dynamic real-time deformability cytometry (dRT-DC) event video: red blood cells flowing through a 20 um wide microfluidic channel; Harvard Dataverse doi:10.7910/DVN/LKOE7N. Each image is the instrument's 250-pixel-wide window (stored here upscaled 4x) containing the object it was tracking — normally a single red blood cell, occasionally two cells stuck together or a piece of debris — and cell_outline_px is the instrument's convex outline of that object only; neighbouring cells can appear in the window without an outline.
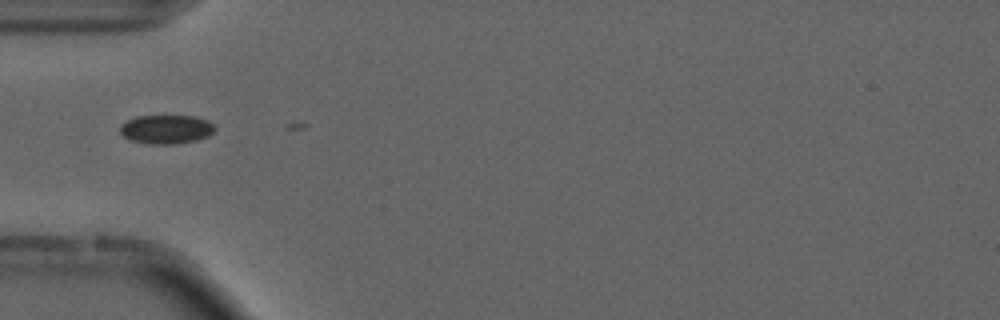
{"species": "common noctule bat (a hibernating species)", "species_latin": "Nyctalus noctula", "temperature_condition": "cold", "stored_images_in_passage": 3, "camera_frame_rate_fps": 3000, "um_per_image_px": 0.085, "animal": {"sex": "male", "forearm_length_mm": 52.5}, "frame": {"image": 1, "passage_image": 2, "time_ms": 0.333, "image_size_px": [1000, 320], "cell_outline_px": [[216, 128], [208, 136], [196, 140], [176, 144], [152, 144], [132, 140], [124, 136], [120, 132], [120, 124], [136, 116], [196, 116], [208, 120]], "centroid_in_image_um": [14.14, 10.98], "position_along_channel_um": 70.9, "area_um2": 15.9}}